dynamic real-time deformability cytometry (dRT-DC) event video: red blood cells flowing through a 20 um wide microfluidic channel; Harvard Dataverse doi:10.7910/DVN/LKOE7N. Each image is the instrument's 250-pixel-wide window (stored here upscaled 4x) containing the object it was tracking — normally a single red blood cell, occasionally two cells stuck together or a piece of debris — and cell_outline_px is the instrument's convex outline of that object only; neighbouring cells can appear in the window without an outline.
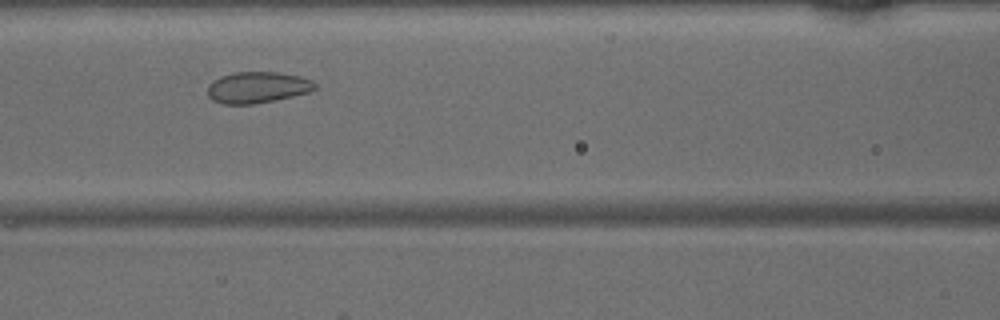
{"species": "common noctule bat (a hibernating species)", "species_latin": "Nyctalus noctula", "temperature_condition": "warm", "stored_images_in_passage": 38, "camera_frame_rate_fps": 3000, "um_per_image_px": 0.085, "animal": {"sex": "male", "body_mass_g": 15.6}, "frame": {"image": 1, "passage_image": 12, "time_ms": 3.667, "image_size_px": [1000, 320], "cell_outline_px": [[316, 88], [308, 92], [292, 96], [252, 104], [220, 104], [212, 100], [208, 96], [208, 84], [212, 80], [220, 76], [232, 72], [276, 72], [300, 76], [312, 80], [316, 84]], "centroid_in_image_um": [21.83, 7.42], "position_along_channel_um": 144.8, "area_um2": 19.59}}
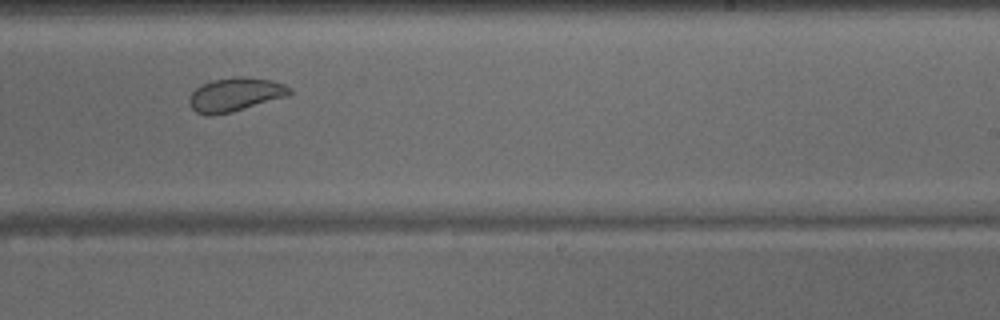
{"frame": {"image": 2, "passage_image": 21, "time_ms": 6.667, "image_size_px": [1000, 320], "cell_outline_px": [[292, 92], [288, 96], [232, 112], [212, 116], [208, 116], [196, 112], [192, 108], [188, 100], [192, 92], [196, 88], [212, 80], [236, 76], [240, 76], [272, 80], [284, 84], [292, 88]], "centroid_in_image_um": [20.01, 8.04], "position_along_channel_um": 269.0, "area_um2": 19.77}}
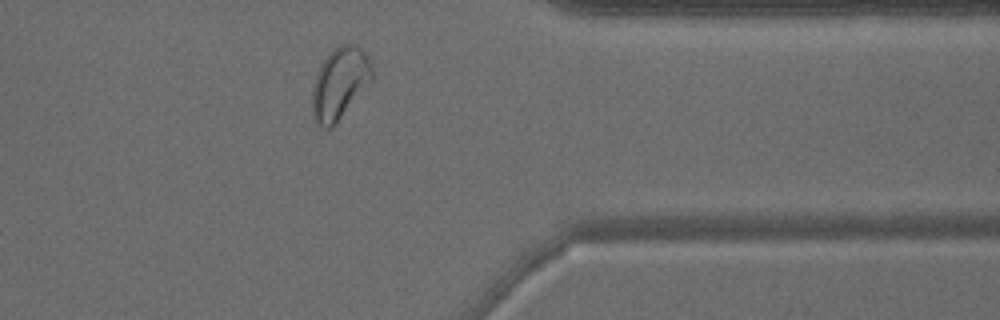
{"frame": {"image": 3, "passage_image": 30, "time_ms": 9.667, "image_size_px": [1000, 320], "cell_outline_px": [[372, 80], [336, 124], [332, 128], [324, 128], [316, 120], [312, 112], [312, 88], [316, 72], [320, 64], [332, 48], [340, 44], [356, 44], [368, 56], [372, 64]], "centroid_in_image_um": [28.87, 7.05], "position_along_channel_um": 382.5, "area_um2": 25.14}}